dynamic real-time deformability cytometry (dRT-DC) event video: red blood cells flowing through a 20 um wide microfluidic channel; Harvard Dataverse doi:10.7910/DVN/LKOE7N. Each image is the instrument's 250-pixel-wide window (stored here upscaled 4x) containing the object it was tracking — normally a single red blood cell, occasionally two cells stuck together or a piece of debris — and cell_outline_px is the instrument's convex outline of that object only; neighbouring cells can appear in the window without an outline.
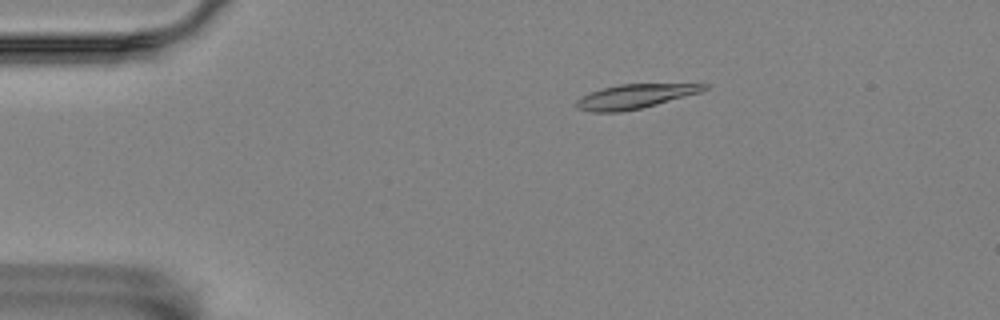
{"species": "Egyptian fruit bat (a non-hibernating species)", "species_latin": "Rousettus aegyptiacus", "temperature_condition": "room temperature", "stored_images_in_passage": 50, "camera_frame_rate_fps": 3000, "um_per_image_px": 0.085, "animal": {"sex": "female"}, "frame": {"image": 1, "passage_image": 4, "time_ms": 1.0, "image_size_px": [1000, 320], "cell_outline_px": [[708, 88], [700, 92], [656, 104], [640, 108], [620, 112], [592, 112], [576, 108], [576, 100], [580, 96], [600, 88], [620, 84], [708, 84]], "centroid_in_image_um": [53.89, 8.19], "position_along_channel_um": 31.1, "area_um2": 17.92}}
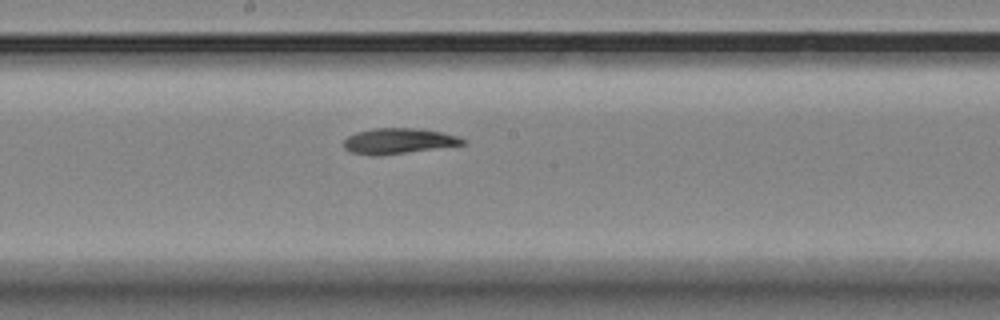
{"frame": {"image": 2, "passage_image": 24, "time_ms": 7.667, "image_size_px": [1000, 320], "cell_outline_px": [[464, 144], [380, 156], [368, 156], [352, 152], [344, 148], [344, 140], [348, 136], [356, 132], [372, 128], [420, 128], [440, 132], [456, 136], [464, 140]], "centroid_in_image_um": [33.79, 11.99], "position_along_channel_um": 214.4, "area_um2": 17.63}}
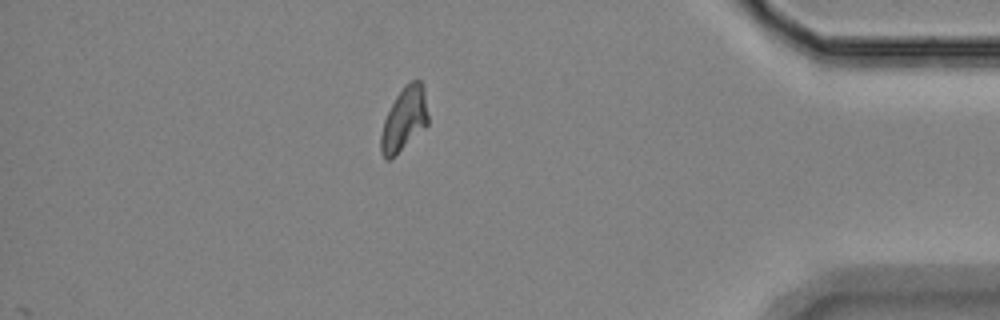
{"frame": {"image": 3, "passage_image": 43, "time_ms": 14.0, "image_size_px": [1000, 320], "cell_outline_px": [[428, 124], [424, 128], [388, 160], [384, 160], [380, 152], [380, 136], [384, 120], [396, 96], [412, 80], [420, 80], [424, 88], [428, 116]], "centroid_in_image_um": [34.34, 10.14], "position_along_channel_um": 400.9, "area_um2": 16.99}, "authors_computed_cell_mechanics": {"area_um2": 17.918, "velocity_mm_per_s": 3.5111, "shape_relaxation_time_tau1_ms": 7.7042, "shape_relaxation_time_tau2_ms": 3.9737, "deformation_change_tau1": 0.1998, "deformation_change_tau2": 0.0823}}